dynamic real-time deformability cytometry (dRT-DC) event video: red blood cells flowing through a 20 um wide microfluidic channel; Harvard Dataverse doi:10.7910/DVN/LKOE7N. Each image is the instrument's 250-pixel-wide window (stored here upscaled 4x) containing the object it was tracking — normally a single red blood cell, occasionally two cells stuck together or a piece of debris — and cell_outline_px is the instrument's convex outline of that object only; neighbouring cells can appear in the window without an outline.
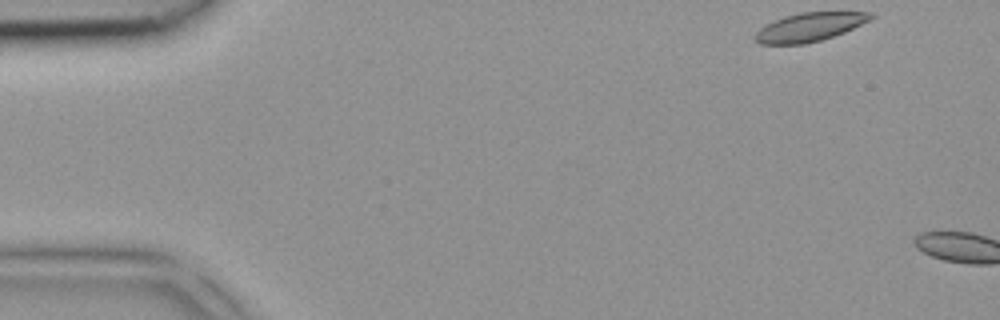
{"species": "common noctule bat (a hibernating species)", "species_latin": "Nyctalus noctula", "temperature_condition": "room temperature", "stored_images_in_passage": 2, "camera_frame_rate_fps": 3000, "um_per_image_px": 0.085, "animal": {"sex": "female", "body_mass_g": 18.4}, "frame": {"image": 1, "passage_image": 1, "time_ms": 0.0, "image_size_px": [1000, 320], "cell_outline_px": [[876, 16], [872, 20], [844, 32], [820, 40], [804, 44], [760, 44], [752, 36], [760, 28], [784, 16], [800, 12], [872, 12]], "centroid_in_image_um": [68.84, 2.29], "position_along_channel_um": 16.2, "area_um2": 19.25}}